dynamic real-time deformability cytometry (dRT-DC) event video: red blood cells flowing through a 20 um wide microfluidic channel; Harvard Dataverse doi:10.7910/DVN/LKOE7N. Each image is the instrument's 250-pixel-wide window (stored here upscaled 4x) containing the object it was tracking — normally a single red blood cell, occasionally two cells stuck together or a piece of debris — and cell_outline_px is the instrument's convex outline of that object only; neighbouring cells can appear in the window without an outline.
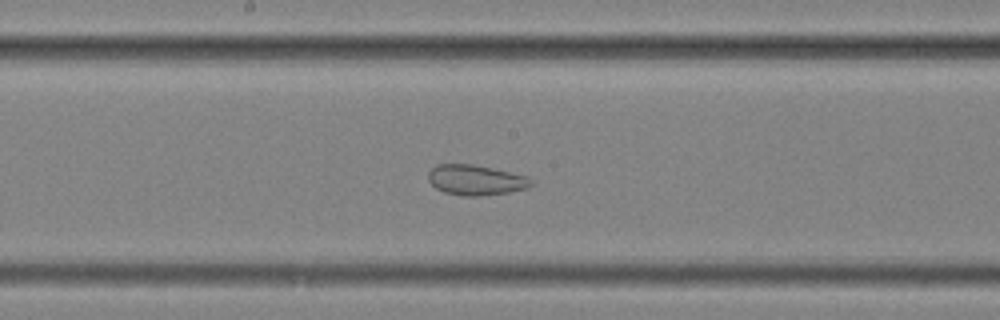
{"species": "common noctule bat (a hibernating species)", "species_latin": "Nyctalus noctula", "temperature_condition": "cold", "stored_images_in_passage": 55, "segment_of_instrument_passage": [2, 2], "camera_frame_rate_fps": 3000, "um_per_image_px": 0.085, "animal": {"sex": "female", "body_mass_g": 25.1}, "frame": {"image": 1, "passage_image": 28, "time_ms": 9.0, "image_size_px": [1000, 320], "cell_outline_px": [[532, 184], [528, 188], [508, 192], [480, 196], [460, 196], [444, 192], [436, 188], [428, 180], [428, 172], [436, 164], [472, 164], [492, 168], [528, 176], [532, 180]], "centroid_in_image_um": [40.43, 15.3], "position_along_channel_um": 207.8, "area_um2": 18.21}}
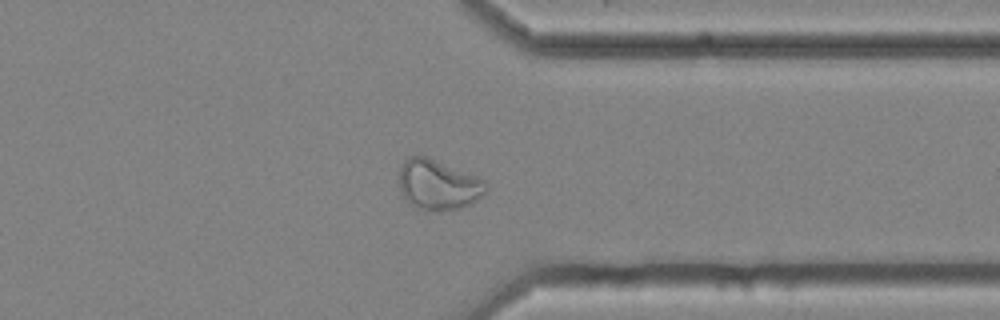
{"frame": {"image": 2, "passage_image": 42, "time_ms": 13.667, "image_size_px": [1000, 320], "cell_outline_px": [[488, 188], [472, 204], [460, 208], [440, 212], [428, 212], [416, 208], [408, 204], [404, 200], [400, 188], [400, 168], [408, 156], [428, 156], [476, 176], [484, 180], [488, 184]], "centroid_in_image_um": [37.23, 15.74], "position_along_channel_um": 374.2, "area_um2": 25.78}}